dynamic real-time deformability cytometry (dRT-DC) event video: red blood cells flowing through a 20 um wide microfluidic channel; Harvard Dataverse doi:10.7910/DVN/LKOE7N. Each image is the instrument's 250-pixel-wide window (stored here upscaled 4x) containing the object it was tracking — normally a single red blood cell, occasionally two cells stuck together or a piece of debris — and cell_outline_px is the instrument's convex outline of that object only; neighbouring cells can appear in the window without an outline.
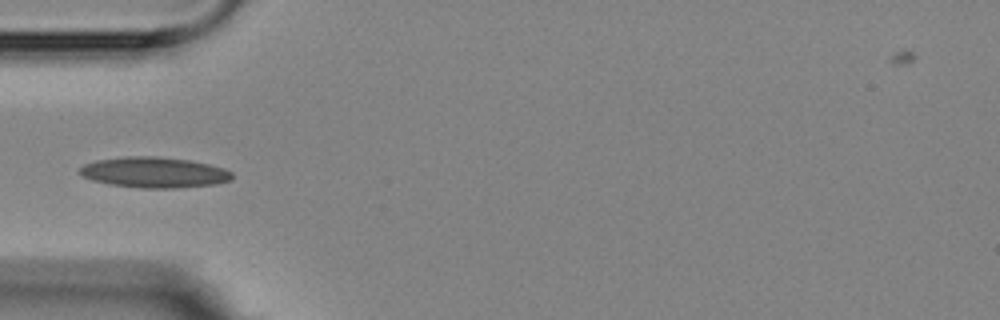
{"species": "Egyptian fruit bat (a non-hibernating species)", "species_latin": "Rousettus aegyptiacus", "temperature_condition": "room temperature", "stored_images_in_passage": 8, "camera_frame_rate_fps": 3000, "um_per_image_px": 0.085, "animal": {"sex": "female"}, "frame": {"image": 1, "passage_image": 3, "time_ms": 3.0, "image_size_px": [1000, 320], "cell_outline_px": [[232, 180], [216, 184], [176, 188], [140, 188], [108, 184], [92, 180], [84, 176], [80, 172], [80, 168], [84, 164], [96, 160], [124, 156], [156, 156], [188, 160], [208, 164], [224, 168], [232, 172]], "centroid_in_image_um": [13.11, 14.65], "position_along_channel_um": 71.9, "area_um2": 27.22}}
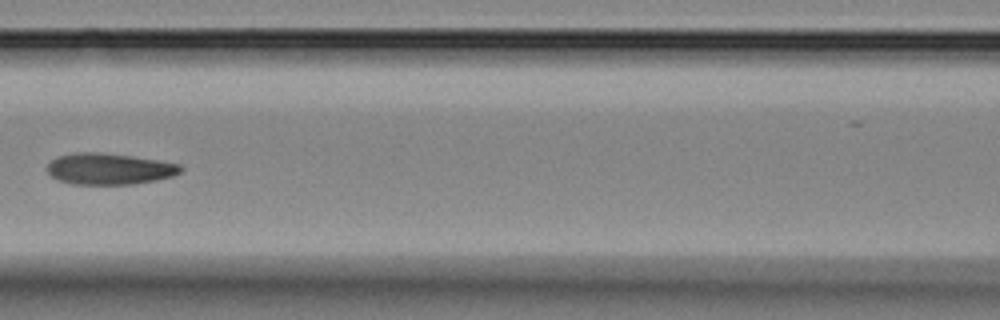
{"frame": {"image": 2, "passage_image": 5, "time_ms": 5.333, "image_size_px": [1000, 320], "cell_outline_px": [[184, 168], [180, 172], [172, 176], [156, 180], [132, 184], [72, 184], [60, 180], [52, 176], [48, 172], [48, 164], [52, 160], [60, 156], [76, 152], [100, 152], [132, 156], [180, 164]], "centroid_in_image_um": [9.31, 14.35], "position_along_channel_um": 157.3, "area_um2": 24.1}}
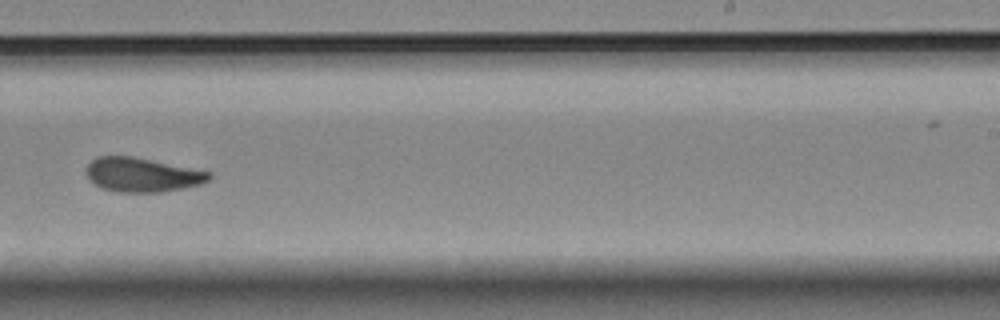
{"frame": {"image": 3, "passage_image": 8, "time_ms": 8.667, "image_size_px": [1000, 320], "cell_outline_px": [[212, 180], [200, 184], [184, 188], [160, 192], [116, 192], [104, 188], [96, 184], [88, 176], [88, 164], [96, 156], [132, 156], [212, 172]], "centroid_in_image_um": [12.15, 14.86], "position_along_channel_um": 276.9, "area_um2": 24.28}}